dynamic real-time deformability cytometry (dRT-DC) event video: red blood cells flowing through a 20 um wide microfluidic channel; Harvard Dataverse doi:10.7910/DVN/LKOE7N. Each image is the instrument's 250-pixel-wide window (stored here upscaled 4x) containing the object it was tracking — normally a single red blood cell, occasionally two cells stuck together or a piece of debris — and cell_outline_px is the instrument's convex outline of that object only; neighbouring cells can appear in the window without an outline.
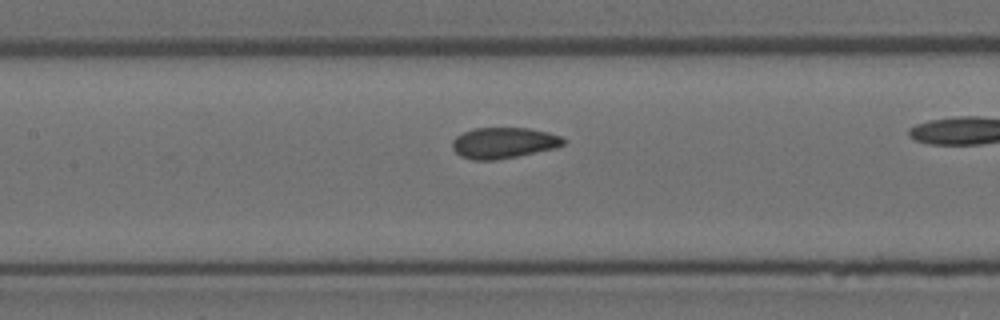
{"species": "Egyptian fruit bat (a non-hibernating species)", "species_latin": "Rousettus aegyptiacus", "temperature_condition": "room temperature", "stored_images_in_passage": 37, "camera_frame_rate_fps": 3000, "um_per_image_px": 0.085, "animal": {"sex": "female"}, "frame": {"image": 1, "passage_image": 22, "time_ms": 7.0, "image_size_px": [1000, 320], "cell_outline_px": [[564, 144], [556, 148], [496, 160], [472, 160], [460, 156], [452, 148], [452, 140], [456, 136], [464, 132], [476, 128], [528, 128], [548, 132], [560, 136], [564, 140]], "centroid_in_image_um": [42.78, 12.15], "position_along_channel_um": 164.6, "area_um2": 19.94}}